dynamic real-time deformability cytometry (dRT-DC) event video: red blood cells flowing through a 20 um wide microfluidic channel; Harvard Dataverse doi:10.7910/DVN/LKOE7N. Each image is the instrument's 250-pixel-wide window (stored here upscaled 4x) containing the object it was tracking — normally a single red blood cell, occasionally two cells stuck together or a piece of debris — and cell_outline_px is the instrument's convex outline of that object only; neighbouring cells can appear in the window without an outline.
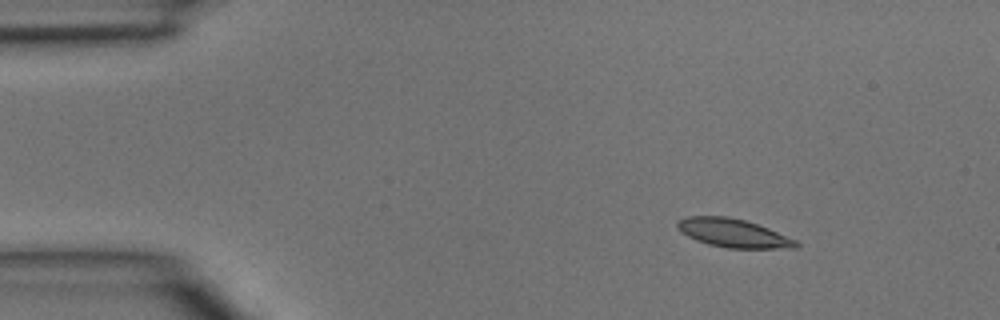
{"species": "common noctule bat (a hibernating species)", "species_latin": "Nyctalus noctula", "temperature_condition": "room temperature", "stored_images_in_passage": 5, "camera_frame_rate_fps": 3000, "um_per_image_px": 0.085, "animal": {"sex": "male", "body_mass_g": 15.6}, "frame": {"image": 1, "passage_image": 1, "time_ms": 0.0, "image_size_px": [1000, 320], "cell_outline_px": [[800, 244], [796, 248], [728, 248], [708, 244], [696, 240], [680, 232], [676, 228], [676, 224], [680, 220], [688, 216], [728, 216], [744, 220], [768, 228], [796, 240]], "centroid_in_image_um": [62.31, 19.81], "position_along_channel_um": 22.7, "area_um2": 19.59}}